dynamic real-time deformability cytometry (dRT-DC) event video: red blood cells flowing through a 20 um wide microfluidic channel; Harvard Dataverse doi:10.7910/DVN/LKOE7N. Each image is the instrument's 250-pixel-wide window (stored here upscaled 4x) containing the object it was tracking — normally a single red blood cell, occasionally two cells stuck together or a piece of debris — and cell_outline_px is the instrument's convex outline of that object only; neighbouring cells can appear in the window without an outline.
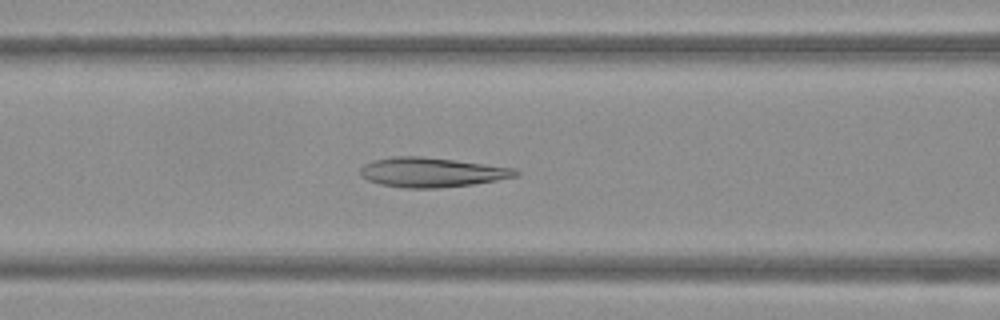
{"species": "Egyptian fruit bat (a non-hibernating species)", "species_latin": "Rousettus aegyptiacus", "temperature_condition": "warm", "stored_images_in_passage": 50, "camera_frame_rate_fps": 3000, "um_per_image_px": 0.085, "frame": {"image": 1, "passage_image": 21, "time_ms": 6.667, "image_size_px": [1000, 320], "cell_outline_px": [[520, 176], [472, 184], [436, 188], [404, 188], [380, 184], [368, 180], [360, 176], [360, 168], [364, 164], [372, 160], [396, 156], [420, 156], [456, 160], [516, 168], [520, 172]], "centroid_in_image_um": [36.7, 14.64], "position_along_channel_um": 129.9, "area_um2": 26.88}}
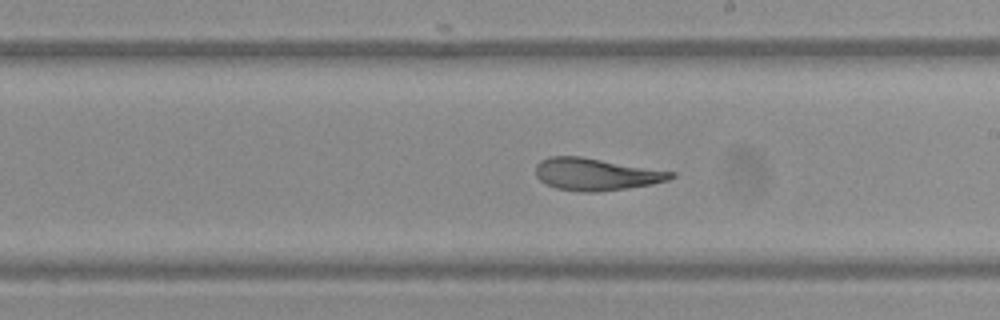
{"frame": {"image": 2, "passage_image": 29, "time_ms": 9.333, "image_size_px": [1000, 320], "cell_outline_px": [[676, 176], [668, 180], [652, 184], [628, 188], [596, 192], [584, 192], [556, 188], [540, 180], [536, 176], [536, 164], [540, 160], [548, 156], [580, 156], [676, 172]], "centroid_in_image_um": [50.67, 14.8], "position_along_channel_um": 238.3, "area_um2": 25.37}}
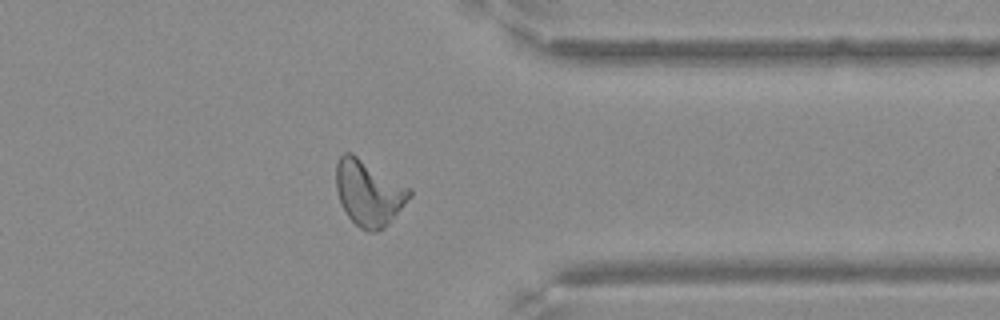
{"frame": {"image": 3, "passage_image": 40, "time_ms": 13.0, "image_size_px": [1000, 320], "cell_outline_px": [[412, 196], [388, 224], [384, 228], [376, 232], [368, 232], [360, 228], [348, 216], [336, 192], [336, 164], [340, 156], [344, 152], [352, 152], [412, 188]], "centroid_in_image_um": [31.36, 16.37], "position_along_channel_um": 380.0, "area_um2": 28.32}}